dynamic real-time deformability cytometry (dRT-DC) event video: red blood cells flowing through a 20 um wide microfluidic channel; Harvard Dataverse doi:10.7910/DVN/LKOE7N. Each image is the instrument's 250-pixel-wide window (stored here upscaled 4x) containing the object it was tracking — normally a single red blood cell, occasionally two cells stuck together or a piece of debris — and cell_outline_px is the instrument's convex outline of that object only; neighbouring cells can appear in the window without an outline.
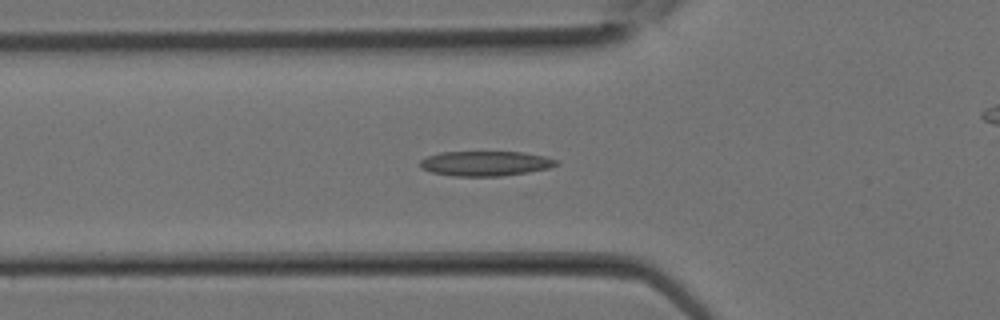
{"species": "Egyptian fruit bat (a non-hibernating species)", "species_latin": "Rousettus aegyptiacus", "temperature_condition": "room temperature", "stored_images_in_passage": 26, "camera_frame_rate_fps": 3000, "um_per_image_px": 0.085, "animal": {"sex": "female"}, "frame": {"image": 1, "passage_image": 6, "time_ms": 1.667, "image_size_px": [1000, 320], "cell_outline_px": [[560, 164], [548, 168], [528, 172], [500, 176], [452, 176], [432, 172], [420, 168], [420, 160], [428, 156], [440, 152], [524, 152], [544, 156], [556, 160]], "centroid_in_image_um": [41.25, 13.89], "position_along_channel_um": 84.6, "area_um2": 19.71}}
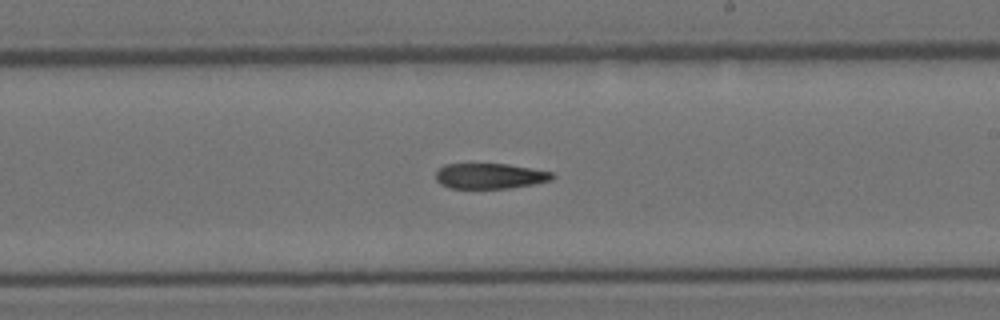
{"frame": {"image": 2, "passage_image": 13, "time_ms": 4.0, "image_size_px": [1000, 320], "cell_outline_px": [[556, 176], [552, 180], [532, 184], [508, 188], [448, 188], [440, 184], [436, 180], [436, 172], [444, 164], [508, 164], [532, 168], [552, 172]], "centroid_in_image_um": [41.64, 14.96], "position_along_channel_um": 247.4, "area_um2": 17.28}}
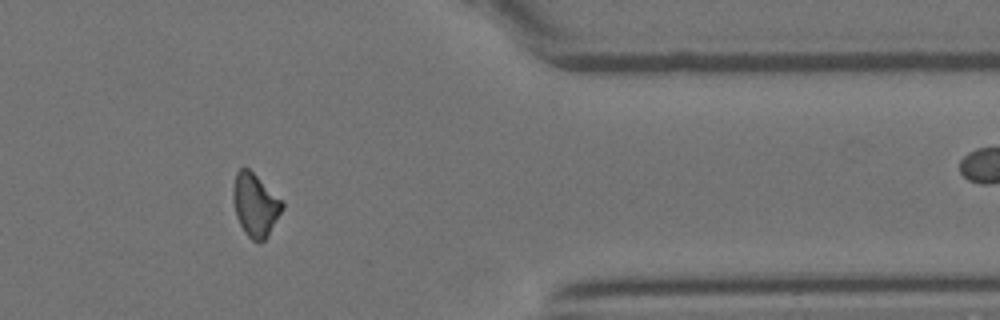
{"frame": {"image": 3, "passage_image": 20, "time_ms": 6.333, "image_size_px": [1000, 320], "cell_outline_px": [[284, 208], [264, 240], [252, 240], [244, 232], [236, 216], [232, 196], [232, 188], [236, 172], [240, 168], [248, 168], [284, 200]], "centroid_in_image_um": [21.7, 17.38], "position_along_channel_um": 389.7, "area_um2": 18.03}}